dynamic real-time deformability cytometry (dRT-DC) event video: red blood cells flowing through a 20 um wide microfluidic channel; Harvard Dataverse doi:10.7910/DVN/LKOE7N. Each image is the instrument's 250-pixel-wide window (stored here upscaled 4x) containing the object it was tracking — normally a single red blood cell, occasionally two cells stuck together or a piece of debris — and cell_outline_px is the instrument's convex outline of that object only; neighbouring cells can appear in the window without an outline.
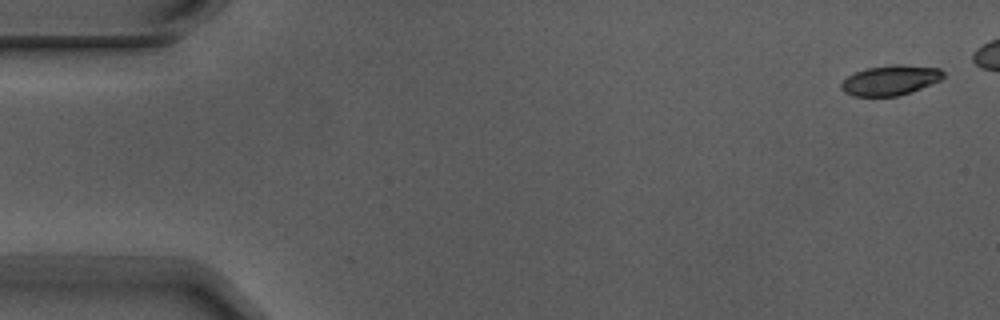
{"species": "Egyptian fruit bat (a non-hibernating species)", "species_latin": "Rousettus aegyptiacus", "temperature_condition": "warm", "stored_images_in_passage": 6, "camera_frame_rate_fps": 3000, "um_per_image_px": 0.085, "animal": {"sex": "male"}, "frame": {"image": 1, "passage_image": 1, "time_ms": 0.0, "image_size_px": [1000, 320], "cell_outline_px": [[944, 76], [940, 80], [920, 88], [896, 96], [852, 96], [844, 92], [840, 88], [840, 84], [848, 76], [864, 68], [892, 64], [900, 64], [940, 68], [944, 72]], "centroid_in_image_um": [75.65, 6.8], "position_along_channel_um": 9.4, "area_um2": 17.8}}